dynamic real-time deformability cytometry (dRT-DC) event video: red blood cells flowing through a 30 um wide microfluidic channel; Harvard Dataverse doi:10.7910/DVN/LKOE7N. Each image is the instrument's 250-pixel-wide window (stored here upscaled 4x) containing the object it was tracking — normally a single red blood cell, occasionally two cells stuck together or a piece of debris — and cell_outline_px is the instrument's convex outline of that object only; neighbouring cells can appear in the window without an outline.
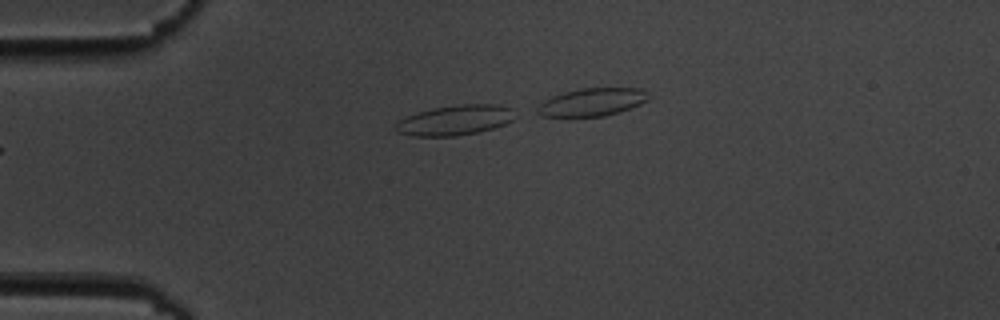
{"species": "common noctule bat (a hibernating species)", "species_latin": "Nyctalus noctula", "temperature_condition": "cold", "stored_images_in_passage": 6, "camera_frame_rate_fps": 3000, "um_per_image_px": 0.085, "animal": {"sex": "male", "body_mass_g": 19.5, "forearm_length_mm": 54.6}, "frame": {"image": 1, "passage_image": 3, "time_ms": 3.333, "image_size_px": [1000, 320], "cell_outline_px": [[516, 116], [512, 120], [504, 124], [492, 128], [476, 132], [456, 136], [412, 136], [396, 132], [392, 128], [400, 120], [408, 116], [432, 108], [460, 104], [496, 104], [512, 108]], "centroid_in_image_um": [38.67, 10.21], "position_along_channel_um": 46.3, "area_um2": 20.87}}